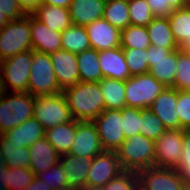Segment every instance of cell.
Masks as SVG:
<instances>
[{
  "mask_svg": "<svg viewBox=\"0 0 190 190\" xmlns=\"http://www.w3.org/2000/svg\"><path fill=\"white\" fill-rule=\"evenodd\" d=\"M92 122L97 128L104 151L115 152L125 140L121 110H104Z\"/></svg>",
  "mask_w": 190,
  "mask_h": 190,
  "instance_id": "30bf717a",
  "label": "cell"
},
{
  "mask_svg": "<svg viewBox=\"0 0 190 190\" xmlns=\"http://www.w3.org/2000/svg\"><path fill=\"white\" fill-rule=\"evenodd\" d=\"M27 92L33 97L50 96L61 93L50 54L33 50V62Z\"/></svg>",
  "mask_w": 190,
  "mask_h": 190,
  "instance_id": "8992f818",
  "label": "cell"
},
{
  "mask_svg": "<svg viewBox=\"0 0 190 190\" xmlns=\"http://www.w3.org/2000/svg\"><path fill=\"white\" fill-rule=\"evenodd\" d=\"M178 90L166 87L152 102L149 109L162 121L166 129H179L176 111Z\"/></svg>",
  "mask_w": 190,
  "mask_h": 190,
  "instance_id": "e0dca14e",
  "label": "cell"
},
{
  "mask_svg": "<svg viewBox=\"0 0 190 190\" xmlns=\"http://www.w3.org/2000/svg\"><path fill=\"white\" fill-rule=\"evenodd\" d=\"M155 17H169L174 11L171 6H165V0H146Z\"/></svg>",
  "mask_w": 190,
  "mask_h": 190,
  "instance_id": "f6af8a7d",
  "label": "cell"
},
{
  "mask_svg": "<svg viewBox=\"0 0 190 190\" xmlns=\"http://www.w3.org/2000/svg\"><path fill=\"white\" fill-rule=\"evenodd\" d=\"M9 167H7L4 162L0 161V190H7V172Z\"/></svg>",
  "mask_w": 190,
  "mask_h": 190,
  "instance_id": "c3c4849f",
  "label": "cell"
},
{
  "mask_svg": "<svg viewBox=\"0 0 190 190\" xmlns=\"http://www.w3.org/2000/svg\"><path fill=\"white\" fill-rule=\"evenodd\" d=\"M32 49L37 52L52 54L62 49L61 31H52L44 23L30 14Z\"/></svg>",
  "mask_w": 190,
  "mask_h": 190,
  "instance_id": "ac0fdd59",
  "label": "cell"
},
{
  "mask_svg": "<svg viewBox=\"0 0 190 190\" xmlns=\"http://www.w3.org/2000/svg\"><path fill=\"white\" fill-rule=\"evenodd\" d=\"M25 190H52V188L45 183L42 179L35 176L32 183H30Z\"/></svg>",
  "mask_w": 190,
  "mask_h": 190,
  "instance_id": "7dc6e473",
  "label": "cell"
},
{
  "mask_svg": "<svg viewBox=\"0 0 190 190\" xmlns=\"http://www.w3.org/2000/svg\"><path fill=\"white\" fill-rule=\"evenodd\" d=\"M0 149L7 167L29 168L31 162L29 147H18L14 143H9V139L0 134Z\"/></svg>",
  "mask_w": 190,
  "mask_h": 190,
  "instance_id": "f1b7e54d",
  "label": "cell"
},
{
  "mask_svg": "<svg viewBox=\"0 0 190 190\" xmlns=\"http://www.w3.org/2000/svg\"><path fill=\"white\" fill-rule=\"evenodd\" d=\"M165 88L166 86L150 73L131 76L125 81L126 106L148 109Z\"/></svg>",
  "mask_w": 190,
  "mask_h": 190,
  "instance_id": "52a82bcc",
  "label": "cell"
},
{
  "mask_svg": "<svg viewBox=\"0 0 190 190\" xmlns=\"http://www.w3.org/2000/svg\"><path fill=\"white\" fill-rule=\"evenodd\" d=\"M52 31H64L72 25L68 8L39 4L31 13Z\"/></svg>",
  "mask_w": 190,
  "mask_h": 190,
  "instance_id": "603a6c76",
  "label": "cell"
},
{
  "mask_svg": "<svg viewBox=\"0 0 190 190\" xmlns=\"http://www.w3.org/2000/svg\"><path fill=\"white\" fill-rule=\"evenodd\" d=\"M123 170L114 151H103L91 159L86 185L105 186Z\"/></svg>",
  "mask_w": 190,
  "mask_h": 190,
  "instance_id": "4fadbf2b",
  "label": "cell"
},
{
  "mask_svg": "<svg viewBox=\"0 0 190 190\" xmlns=\"http://www.w3.org/2000/svg\"><path fill=\"white\" fill-rule=\"evenodd\" d=\"M79 190H105L104 186L85 185Z\"/></svg>",
  "mask_w": 190,
  "mask_h": 190,
  "instance_id": "db71d44e",
  "label": "cell"
},
{
  "mask_svg": "<svg viewBox=\"0 0 190 190\" xmlns=\"http://www.w3.org/2000/svg\"><path fill=\"white\" fill-rule=\"evenodd\" d=\"M78 122L79 121L73 120L45 130L47 141L54 147L60 156L68 154L71 150L76 135V124Z\"/></svg>",
  "mask_w": 190,
  "mask_h": 190,
  "instance_id": "d4e9b609",
  "label": "cell"
},
{
  "mask_svg": "<svg viewBox=\"0 0 190 190\" xmlns=\"http://www.w3.org/2000/svg\"><path fill=\"white\" fill-rule=\"evenodd\" d=\"M33 49L0 62V79L4 92H27Z\"/></svg>",
  "mask_w": 190,
  "mask_h": 190,
  "instance_id": "5b68a950",
  "label": "cell"
},
{
  "mask_svg": "<svg viewBox=\"0 0 190 190\" xmlns=\"http://www.w3.org/2000/svg\"><path fill=\"white\" fill-rule=\"evenodd\" d=\"M147 54L149 73L166 87H172L177 69V50L150 45Z\"/></svg>",
  "mask_w": 190,
  "mask_h": 190,
  "instance_id": "8fae6325",
  "label": "cell"
},
{
  "mask_svg": "<svg viewBox=\"0 0 190 190\" xmlns=\"http://www.w3.org/2000/svg\"><path fill=\"white\" fill-rule=\"evenodd\" d=\"M168 20L170 29L179 46L186 40H190V6L174 10Z\"/></svg>",
  "mask_w": 190,
  "mask_h": 190,
  "instance_id": "1f68e13d",
  "label": "cell"
},
{
  "mask_svg": "<svg viewBox=\"0 0 190 190\" xmlns=\"http://www.w3.org/2000/svg\"><path fill=\"white\" fill-rule=\"evenodd\" d=\"M105 190H139L137 172L123 171L105 186Z\"/></svg>",
  "mask_w": 190,
  "mask_h": 190,
  "instance_id": "60d3db41",
  "label": "cell"
},
{
  "mask_svg": "<svg viewBox=\"0 0 190 190\" xmlns=\"http://www.w3.org/2000/svg\"><path fill=\"white\" fill-rule=\"evenodd\" d=\"M183 130L167 129L155 140V167L175 168L183 149Z\"/></svg>",
  "mask_w": 190,
  "mask_h": 190,
  "instance_id": "7c38bea8",
  "label": "cell"
},
{
  "mask_svg": "<svg viewBox=\"0 0 190 190\" xmlns=\"http://www.w3.org/2000/svg\"><path fill=\"white\" fill-rule=\"evenodd\" d=\"M31 49L30 14L0 28V62Z\"/></svg>",
  "mask_w": 190,
  "mask_h": 190,
  "instance_id": "277c9868",
  "label": "cell"
},
{
  "mask_svg": "<svg viewBox=\"0 0 190 190\" xmlns=\"http://www.w3.org/2000/svg\"><path fill=\"white\" fill-rule=\"evenodd\" d=\"M180 49L185 52L190 57V40H186L181 46Z\"/></svg>",
  "mask_w": 190,
  "mask_h": 190,
  "instance_id": "816d5d0a",
  "label": "cell"
},
{
  "mask_svg": "<svg viewBox=\"0 0 190 190\" xmlns=\"http://www.w3.org/2000/svg\"><path fill=\"white\" fill-rule=\"evenodd\" d=\"M76 121H93L105 110L99 82H78L62 92Z\"/></svg>",
  "mask_w": 190,
  "mask_h": 190,
  "instance_id": "6da1fadb",
  "label": "cell"
},
{
  "mask_svg": "<svg viewBox=\"0 0 190 190\" xmlns=\"http://www.w3.org/2000/svg\"><path fill=\"white\" fill-rule=\"evenodd\" d=\"M0 11L10 20L20 19L26 15L17 0H0Z\"/></svg>",
  "mask_w": 190,
  "mask_h": 190,
  "instance_id": "ee69618b",
  "label": "cell"
},
{
  "mask_svg": "<svg viewBox=\"0 0 190 190\" xmlns=\"http://www.w3.org/2000/svg\"><path fill=\"white\" fill-rule=\"evenodd\" d=\"M183 149L180 162L175 169L190 187V130H183Z\"/></svg>",
  "mask_w": 190,
  "mask_h": 190,
  "instance_id": "b9f144b4",
  "label": "cell"
},
{
  "mask_svg": "<svg viewBox=\"0 0 190 190\" xmlns=\"http://www.w3.org/2000/svg\"><path fill=\"white\" fill-rule=\"evenodd\" d=\"M131 25L145 26L155 18L146 0H131L128 2Z\"/></svg>",
  "mask_w": 190,
  "mask_h": 190,
  "instance_id": "8d00e7d4",
  "label": "cell"
},
{
  "mask_svg": "<svg viewBox=\"0 0 190 190\" xmlns=\"http://www.w3.org/2000/svg\"><path fill=\"white\" fill-rule=\"evenodd\" d=\"M80 81L99 82L102 78V71L99 64V51L89 48L77 54Z\"/></svg>",
  "mask_w": 190,
  "mask_h": 190,
  "instance_id": "83f0119b",
  "label": "cell"
},
{
  "mask_svg": "<svg viewBox=\"0 0 190 190\" xmlns=\"http://www.w3.org/2000/svg\"><path fill=\"white\" fill-rule=\"evenodd\" d=\"M177 69L174 78L176 90L190 91V57L181 49H177Z\"/></svg>",
  "mask_w": 190,
  "mask_h": 190,
  "instance_id": "d590c367",
  "label": "cell"
},
{
  "mask_svg": "<svg viewBox=\"0 0 190 190\" xmlns=\"http://www.w3.org/2000/svg\"><path fill=\"white\" fill-rule=\"evenodd\" d=\"M33 112V117L45 130L74 120L62 92L56 95L34 97Z\"/></svg>",
  "mask_w": 190,
  "mask_h": 190,
  "instance_id": "ba28073f",
  "label": "cell"
},
{
  "mask_svg": "<svg viewBox=\"0 0 190 190\" xmlns=\"http://www.w3.org/2000/svg\"><path fill=\"white\" fill-rule=\"evenodd\" d=\"M35 176L45 181V183L48 184L52 190L71 189L65 175L63 174V167L60 162L54 164L47 171L40 172Z\"/></svg>",
  "mask_w": 190,
  "mask_h": 190,
  "instance_id": "ab89813d",
  "label": "cell"
},
{
  "mask_svg": "<svg viewBox=\"0 0 190 190\" xmlns=\"http://www.w3.org/2000/svg\"><path fill=\"white\" fill-rule=\"evenodd\" d=\"M120 1L130 2L131 0H120Z\"/></svg>",
  "mask_w": 190,
  "mask_h": 190,
  "instance_id": "6f0895ef",
  "label": "cell"
},
{
  "mask_svg": "<svg viewBox=\"0 0 190 190\" xmlns=\"http://www.w3.org/2000/svg\"><path fill=\"white\" fill-rule=\"evenodd\" d=\"M4 135L9 139V143H14L18 147H29L38 139L45 136V129L41 123L33 117L19 126L6 131Z\"/></svg>",
  "mask_w": 190,
  "mask_h": 190,
  "instance_id": "cb8c5ba5",
  "label": "cell"
},
{
  "mask_svg": "<svg viewBox=\"0 0 190 190\" xmlns=\"http://www.w3.org/2000/svg\"><path fill=\"white\" fill-rule=\"evenodd\" d=\"M176 105L179 117V129L190 130V91L178 90Z\"/></svg>",
  "mask_w": 190,
  "mask_h": 190,
  "instance_id": "7bdbcfd3",
  "label": "cell"
},
{
  "mask_svg": "<svg viewBox=\"0 0 190 190\" xmlns=\"http://www.w3.org/2000/svg\"><path fill=\"white\" fill-rule=\"evenodd\" d=\"M122 112V130L125 139L140 134L142 125L141 109L133 107H124Z\"/></svg>",
  "mask_w": 190,
  "mask_h": 190,
  "instance_id": "74e56055",
  "label": "cell"
},
{
  "mask_svg": "<svg viewBox=\"0 0 190 190\" xmlns=\"http://www.w3.org/2000/svg\"><path fill=\"white\" fill-rule=\"evenodd\" d=\"M62 50L72 53H81L91 48L85 26L71 25L62 31Z\"/></svg>",
  "mask_w": 190,
  "mask_h": 190,
  "instance_id": "f546056e",
  "label": "cell"
},
{
  "mask_svg": "<svg viewBox=\"0 0 190 190\" xmlns=\"http://www.w3.org/2000/svg\"><path fill=\"white\" fill-rule=\"evenodd\" d=\"M26 14H31L40 4V0H17Z\"/></svg>",
  "mask_w": 190,
  "mask_h": 190,
  "instance_id": "bcb514c9",
  "label": "cell"
},
{
  "mask_svg": "<svg viewBox=\"0 0 190 190\" xmlns=\"http://www.w3.org/2000/svg\"><path fill=\"white\" fill-rule=\"evenodd\" d=\"M131 76L149 73L147 49H123Z\"/></svg>",
  "mask_w": 190,
  "mask_h": 190,
  "instance_id": "e575fe53",
  "label": "cell"
},
{
  "mask_svg": "<svg viewBox=\"0 0 190 190\" xmlns=\"http://www.w3.org/2000/svg\"><path fill=\"white\" fill-rule=\"evenodd\" d=\"M141 118L140 134L148 139L155 141L167 130L162 121L149 108L141 110Z\"/></svg>",
  "mask_w": 190,
  "mask_h": 190,
  "instance_id": "836d02e7",
  "label": "cell"
},
{
  "mask_svg": "<svg viewBox=\"0 0 190 190\" xmlns=\"http://www.w3.org/2000/svg\"><path fill=\"white\" fill-rule=\"evenodd\" d=\"M137 176L139 190H187L189 187L175 168L149 167Z\"/></svg>",
  "mask_w": 190,
  "mask_h": 190,
  "instance_id": "9c48e42d",
  "label": "cell"
},
{
  "mask_svg": "<svg viewBox=\"0 0 190 190\" xmlns=\"http://www.w3.org/2000/svg\"><path fill=\"white\" fill-rule=\"evenodd\" d=\"M103 151L95 124L91 121H79L76 124V135L68 154L92 159Z\"/></svg>",
  "mask_w": 190,
  "mask_h": 190,
  "instance_id": "5bb4252c",
  "label": "cell"
},
{
  "mask_svg": "<svg viewBox=\"0 0 190 190\" xmlns=\"http://www.w3.org/2000/svg\"><path fill=\"white\" fill-rule=\"evenodd\" d=\"M34 97L28 92L0 94V134L33 118Z\"/></svg>",
  "mask_w": 190,
  "mask_h": 190,
  "instance_id": "3957f363",
  "label": "cell"
},
{
  "mask_svg": "<svg viewBox=\"0 0 190 190\" xmlns=\"http://www.w3.org/2000/svg\"><path fill=\"white\" fill-rule=\"evenodd\" d=\"M99 87L103 95L105 110H121L126 107L125 81L102 78L99 81Z\"/></svg>",
  "mask_w": 190,
  "mask_h": 190,
  "instance_id": "4316f807",
  "label": "cell"
},
{
  "mask_svg": "<svg viewBox=\"0 0 190 190\" xmlns=\"http://www.w3.org/2000/svg\"><path fill=\"white\" fill-rule=\"evenodd\" d=\"M115 152L123 171L138 173L154 167L155 141L141 134L125 139Z\"/></svg>",
  "mask_w": 190,
  "mask_h": 190,
  "instance_id": "7a4b0ae2",
  "label": "cell"
},
{
  "mask_svg": "<svg viewBox=\"0 0 190 190\" xmlns=\"http://www.w3.org/2000/svg\"><path fill=\"white\" fill-rule=\"evenodd\" d=\"M34 178L35 175L30 168H9L7 172V190H25Z\"/></svg>",
  "mask_w": 190,
  "mask_h": 190,
  "instance_id": "f35d334b",
  "label": "cell"
},
{
  "mask_svg": "<svg viewBox=\"0 0 190 190\" xmlns=\"http://www.w3.org/2000/svg\"><path fill=\"white\" fill-rule=\"evenodd\" d=\"M146 28L151 45L172 51L180 49L170 29L168 17H155Z\"/></svg>",
  "mask_w": 190,
  "mask_h": 190,
  "instance_id": "484cf974",
  "label": "cell"
},
{
  "mask_svg": "<svg viewBox=\"0 0 190 190\" xmlns=\"http://www.w3.org/2000/svg\"><path fill=\"white\" fill-rule=\"evenodd\" d=\"M99 64L103 78L126 81L131 77L121 46L99 51Z\"/></svg>",
  "mask_w": 190,
  "mask_h": 190,
  "instance_id": "d6986e66",
  "label": "cell"
},
{
  "mask_svg": "<svg viewBox=\"0 0 190 190\" xmlns=\"http://www.w3.org/2000/svg\"><path fill=\"white\" fill-rule=\"evenodd\" d=\"M50 58L61 92L80 82L76 53L61 49L50 54Z\"/></svg>",
  "mask_w": 190,
  "mask_h": 190,
  "instance_id": "9a60e30c",
  "label": "cell"
},
{
  "mask_svg": "<svg viewBox=\"0 0 190 190\" xmlns=\"http://www.w3.org/2000/svg\"><path fill=\"white\" fill-rule=\"evenodd\" d=\"M3 92L2 86H1V79H0V94Z\"/></svg>",
  "mask_w": 190,
  "mask_h": 190,
  "instance_id": "9f6ffc18",
  "label": "cell"
},
{
  "mask_svg": "<svg viewBox=\"0 0 190 190\" xmlns=\"http://www.w3.org/2000/svg\"><path fill=\"white\" fill-rule=\"evenodd\" d=\"M103 19L120 31L131 25L128 2L120 0H106Z\"/></svg>",
  "mask_w": 190,
  "mask_h": 190,
  "instance_id": "4dcf8cb0",
  "label": "cell"
},
{
  "mask_svg": "<svg viewBox=\"0 0 190 190\" xmlns=\"http://www.w3.org/2000/svg\"><path fill=\"white\" fill-rule=\"evenodd\" d=\"M165 6H171L174 10L190 6V0H165Z\"/></svg>",
  "mask_w": 190,
  "mask_h": 190,
  "instance_id": "681fc988",
  "label": "cell"
},
{
  "mask_svg": "<svg viewBox=\"0 0 190 190\" xmlns=\"http://www.w3.org/2000/svg\"><path fill=\"white\" fill-rule=\"evenodd\" d=\"M106 0H72L69 14L73 25L87 26L103 17Z\"/></svg>",
  "mask_w": 190,
  "mask_h": 190,
  "instance_id": "44dd1931",
  "label": "cell"
},
{
  "mask_svg": "<svg viewBox=\"0 0 190 190\" xmlns=\"http://www.w3.org/2000/svg\"><path fill=\"white\" fill-rule=\"evenodd\" d=\"M29 153L31 159L29 168L34 175L47 171L54 164L60 162V155L45 136L29 146Z\"/></svg>",
  "mask_w": 190,
  "mask_h": 190,
  "instance_id": "7402d4cb",
  "label": "cell"
},
{
  "mask_svg": "<svg viewBox=\"0 0 190 190\" xmlns=\"http://www.w3.org/2000/svg\"><path fill=\"white\" fill-rule=\"evenodd\" d=\"M60 164L71 189L79 190L86 185L91 159L85 156L65 154L60 156Z\"/></svg>",
  "mask_w": 190,
  "mask_h": 190,
  "instance_id": "ffe728a7",
  "label": "cell"
},
{
  "mask_svg": "<svg viewBox=\"0 0 190 190\" xmlns=\"http://www.w3.org/2000/svg\"><path fill=\"white\" fill-rule=\"evenodd\" d=\"M91 48L97 51L121 46V31L101 18L86 26Z\"/></svg>",
  "mask_w": 190,
  "mask_h": 190,
  "instance_id": "2e32d148",
  "label": "cell"
},
{
  "mask_svg": "<svg viewBox=\"0 0 190 190\" xmlns=\"http://www.w3.org/2000/svg\"><path fill=\"white\" fill-rule=\"evenodd\" d=\"M72 0H40V4L69 8Z\"/></svg>",
  "mask_w": 190,
  "mask_h": 190,
  "instance_id": "f907efd6",
  "label": "cell"
},
{
  "mask_svg": "<svg viewBox=\"0 0 190 190\" xmlns=\"http://www.w3.org/2000/svg\"><path fill=\"white\" fill-rule=\"evenodd\" d=\"M122 49H148L151 45L145 26L129 25L121 31Z\"/></svg>",
  "mask_w": 190,
  "mask_h": 190,
  "instance_id": "d6a6232c",
  "label": "cell"
},
{
  "mask_svg": "<svg viewBox=\"0 0 190 190\" xmlns=\"http://www.w3.org/2000/svg\"><path fill=\"white\" fill-rule=\"evenodd\" d=\"M0 161L3 162V155L1 153V149H0Z\"/></svg>",
  "mask_w": 190,
  "mask_h": 190,
  "instance_id": "11a10c76",
  "label": "cell"
},
{
  "mask_svg": "<svg viewBox=\"0 0 190 190\" xmlns=\"http://www.w3.org/2000/svg\"><path fill=\"white\" fill-rule=\"evenodd\" d=\"M11 20L5 15L3 12L0 11V28L6 25Z\"/></svg>",
  "mask_w": 190,
  "mask_h": 190,
  "instance_id": "f5cc1de1",
  "label": "cell"
}]
</instances>
